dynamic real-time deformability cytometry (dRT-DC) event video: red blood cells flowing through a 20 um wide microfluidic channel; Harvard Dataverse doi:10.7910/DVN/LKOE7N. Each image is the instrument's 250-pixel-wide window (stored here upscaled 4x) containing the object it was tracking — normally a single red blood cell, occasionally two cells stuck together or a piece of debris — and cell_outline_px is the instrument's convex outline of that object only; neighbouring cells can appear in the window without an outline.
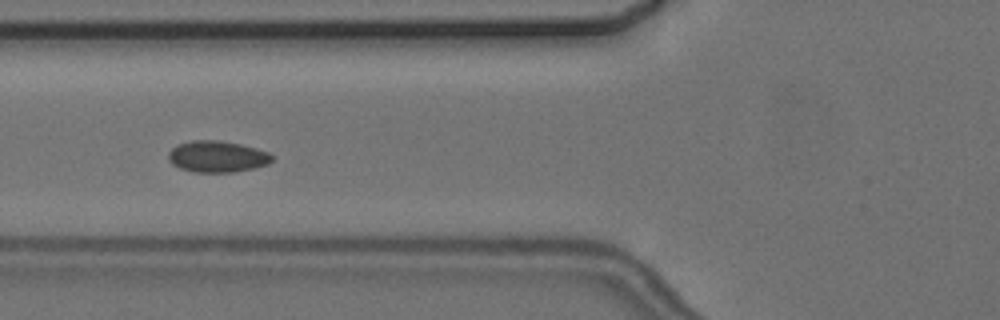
{"species": "common noctule bat (a hibernating species)", "species_latin": "Nyctalus noctula", "temperature_condition": "cold", "stored_images_in_passage": 7, "camera_frame_rate_fps": 3000, "um_per_image_px": 0.085, "animal": {"sex": "female", "body_mass_g": 24.6, "forearm_length_mm": 56.2}, "frame": {"image": 1, "passage_image": 2, "time_ms": 1.333, "image_size_px": [1000, 320], "cell_outline_px": [[272, 160], [268, 164], [256, 168], [232, 172], [192, 172], [180, 168], [172, 164], [168, 160], [168, 152], [176, 144], [192, 140], [220, 140], [240, 144], [256, 148], [268, 152], [272, 156]], "centroid_in_image_um": [18.43, 13.3], "position_along_channel_um": 107.4, "area_um2": 19.13}}
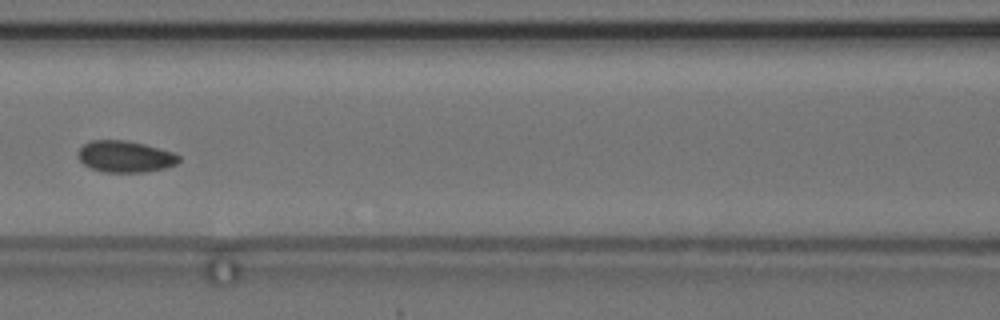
{"frame": {"image": 2, "passage_image": 3, "time_ms": 2.667, "image_size_px": [1000, 320], "cell_outline_px": [[180, 160], [176, 164], [164, 168], [144, 172], [104, 172], [92, 168], [84, 164], [76, 156], [80, 148], [84, 144], [92, 140], [124, 140], [144, 144], [172, 152], [180, 156]], "centroid_in_image_um": [10.62, 13.31], "position_along_channel_um": 156.0, "area_um2": 18.38}}